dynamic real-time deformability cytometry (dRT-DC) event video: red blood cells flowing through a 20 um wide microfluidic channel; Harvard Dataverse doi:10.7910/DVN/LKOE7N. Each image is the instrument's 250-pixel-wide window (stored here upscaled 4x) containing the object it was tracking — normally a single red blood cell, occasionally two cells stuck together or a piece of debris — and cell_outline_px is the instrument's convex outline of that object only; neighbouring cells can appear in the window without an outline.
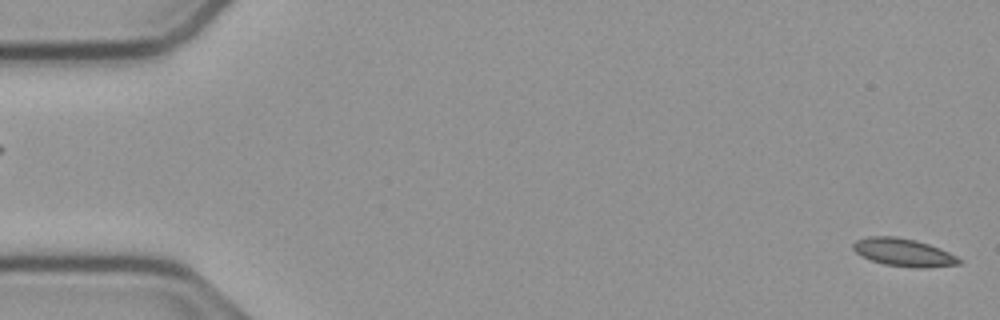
{"species": "common noctule bat (a hibernating species)", "species_latin": "Nyctalus noctula", "temperature_condition": "cold", "stored_images_in_passage": 56, "camera_frame_rate_fps": 3000, "um_per_image_px": 0.085, "animal": {"sex": "male", "body_mass_g": 23.1, "forearm_length_mm": 52.7}, "frame": {"image": 1, "passage_image": 2, "time_ms": 0.333, "image_size_px": [1000, 320], "cell_outline_px": [[964, 260], [960, 264], [920, 268], [916, 268], [884, 264], [872, 260], [856, 252], [852, 248], [852, 244], [856, 240], [868, 236], [896, 236], [916, 240], [940, 248]], "centroid_in_image_um": [76.81, 21.44], "position_along_channel_um": 8.2, "area_um2": 17.11}}
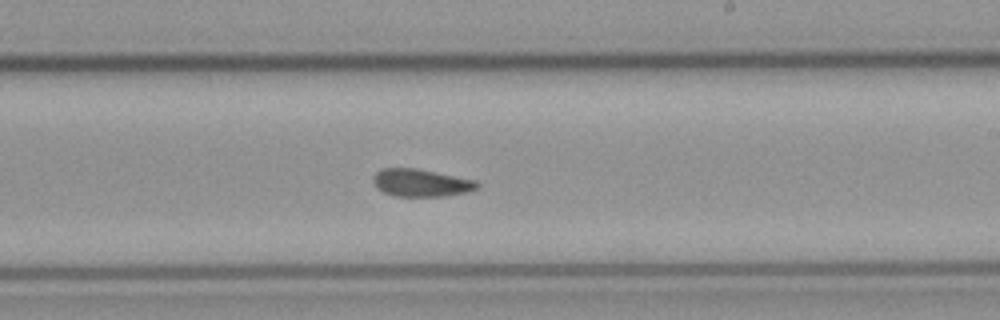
{"frame": {"image": 2, "passage_image": 33, "time_ms": 10.667, "image_size_px": [1000, 320], "cell_outline_px": [[480, 184], [476, 188], [468, 192], [444, 196], [396, 196], [384, 192], [376, 188], [372, 184], [372, 176], [376, 172], [384, 168], [416, 168], [476, 180]], "centroid_in_image_um": [35.75, 15.54], "position_along_channel_um": 253.2, "area_um2": 16.76}}
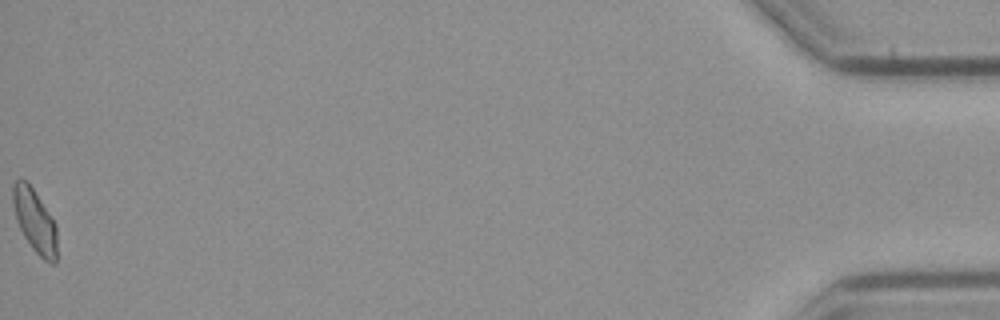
{"frame": {"image": 3, "passage_image": 56, "time_ms": 18.333, "image_size_px": [1000, 320], "cell_outline_px": [[56, 264], [52, 264], [44, 260], [32, 248], [24, 236], [16, 220], [12, 204], [12, 184], [20, 176], [28, 180], [56, 224]], "centroid_in_image_um": [2.92, 18.71], "position_along_channel_um": 432.3, "area_um2": 16.53}, "authors_computed_cell_mechanics": {"area_um2": 16.762, "velocity_mm_per_s": 3.7454, "shape_relaxation_time_tau1_ms": null, "shape_relaxation_time_tau2_ms": 5.9494, "deformation_change_tau1": null, "deformation_change_tau2": 0.0961}}